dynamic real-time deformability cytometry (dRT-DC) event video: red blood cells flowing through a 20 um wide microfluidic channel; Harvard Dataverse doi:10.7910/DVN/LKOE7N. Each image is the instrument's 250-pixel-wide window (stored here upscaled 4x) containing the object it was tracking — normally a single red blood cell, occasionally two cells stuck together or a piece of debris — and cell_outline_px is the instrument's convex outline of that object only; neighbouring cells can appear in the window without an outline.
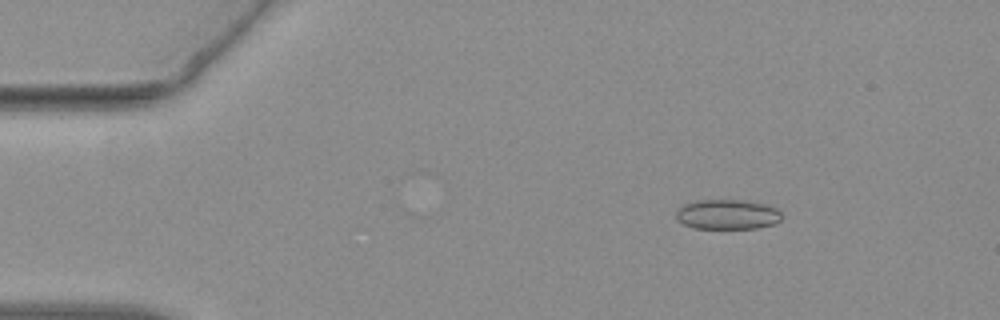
{"species": "common noctule bat (a hibernating species)", "species_latin": "Nyctalus noctula", "temperature_condition": "warm", "stored_images_in_passage": 54, "camera_frame_rate_fps": 3000, "um_per_image_px": 0.085, "animal": {"sex": "female", "body_mass_g": 19.3, "forearm_length_mm": 54.1}, "frame": {"image": 1, "passage_image": 8, "time_ms": 2.333, "image_size_px": [1000, 320], "cell_outline_px": [[780, 220], [776, 224], [756, 228], [692, 228], [676, 220], [676, 212], [680, 204], [696, 200], [744, 200], [764, 204], [776, 208], [780, 212]], "centroid_in_image_um": [61.78, 18.22], "position_along_channel_um": 23.2, "area_um2": 18.55}}
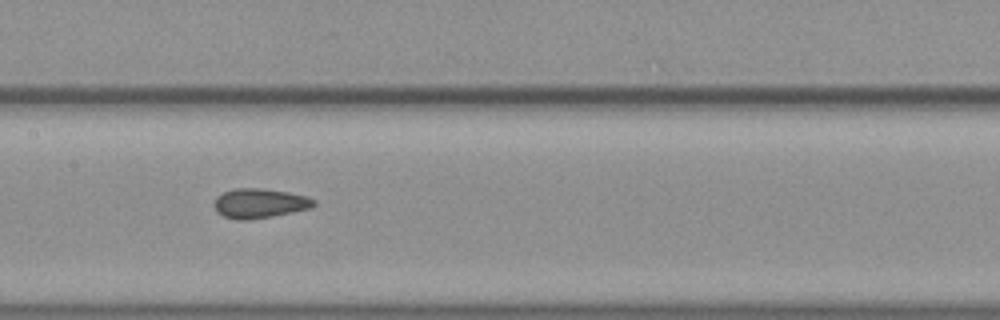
{"frame": {"image": 2, "passage_image": 27, "time_ms": 8.667, "image_size_px": [1000, 320], "cell_outline_px": [[316, 204], [308, 208], [292, 212], [272, 216], [248, 220], [236, 220], [224, 216], [216, 212], [216, 196], [224, 192], [236, 188], [260, 188], [288, 192], [308, 196], [316, 200]], "centroid_in_image_um": [22.08, 17.28], "position_along_channel_um": 185.3, "area_um2": 17.05}}
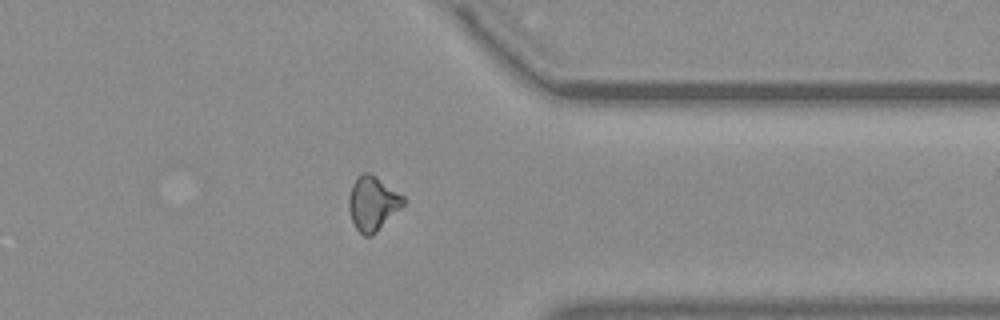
{"frame": {"image": 3, "passage_image": 43, "time_ms": 14.0, "image_size_px": [1000, 320], "cell_outline_px": [[404, 204], [372, 236], [364, 236], [356, 228], [352, 220], [348, 208], [348, 200], [352, 184], [356, 176], [364, 172], [372, 172], [404, 196]], "centroid_in_image_um": [31.66, 17.25], "position_along_channel_um": 379.7, "area_um2": 17.28}, "authors_computed_cell_mechanics": {"area_um2": 17.1666, "velocity_mm_per_s": 3.7921, "shape_relaxation_time_tau1_ms": null, "shape_relaxation_time_tau2_ms": 1.9186, "deformation_change_tau1": null, "deformation_change_tau2": 0.0686}}